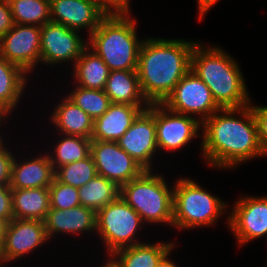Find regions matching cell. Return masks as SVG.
<instances>
[{"label":"cell","instance_id":"12","mask_svg":"<svg viewBox=\"0 0 267 267\" xmlns=\"http://www.w3.org/2000/svg\"><path fill=\"white\" fill-rule=\"evenodd\" d=\"M79 32L52 21L43 25L40 42L41 63L53 66L71 61L75 65L88 46V42L82 40Z\"/></svg>","mask_w":267,"mask_h":267},{"label":"cell","instance_id":"27","mask_svg":"<svg viewBox=\"0 0 267 267\" xmlns=\"http://www.w3.org/2000/svg\"><path fill=\"white\" fill-rule=\"evenodd\" d=\"M54 146L53 154L50 152L49 157L51 160L54 171L66 164L83 160L90 155L91 138L65 135Z\"/></svg>","mask_w":267,"mask_h":267},{"label":"cell","instance_id":"38","mask_svg":"<svg viewBox=\"0 0 267 267\" xmlns=\"http://www.w3.org/2000/svg\"><path fill=\"white\" fill-rule=\"evenodd\" d=\"M4 231L5 224L0 222V267H3Z\"/></svg>","mask_w":267,"mask_h":267},{"label":"cell","instance_id":"18","mask_svg":"<svg viewBox=\"0 0 267 267\" xmlns=\"http://www.w3.org/2000/svg\"><path fill=\"white\" fill-rule=\"evenodd\" d=\"M148 107L111 103L108 110L94 120L91 140L116 142L130 128L138 114Z\"/></svg>","mask_w":267,"mask_h":267},{"label":"cell","instance_id":"31","mask_svg":"<svg viewBox=\"0 0 267 267\" xmlns=\"http://www.w3.org/2000/svg\"><path fill=\"white\" fill-rule=\"evenodd\" d=\"M49 190L50 209L69 210L80 205L78 188L59 182L54 177Z\"/></svg>","mask_w":267,"mask_h":267},{"label":"cell","instance_id":"30","mask_svg":"<svg viewBox=\"0 0 267 267\" xmlns=\"http://www.w3.org/2000/svg\"><path fill=\"white\" fill-rule=\"evenodd\" d=\"M97 176L91 155L83 160L63 165L55 170V178L64 184L80 188Z\"/></svg>","mask_w":267,"mask_h":267},{"label":"cell","instance_id":"10","mask_svg":"<svg viewBox=\"0 0 267 267\" xmlns=\"http://www.w3.org/2000/svg\"><path fill=\"white\" fill-rule=\"evenodd\" d=\"M156 143L158 150L176 151L198 137L202 123L196 117L169 110L162 103H154Z\"/></svg>","mask_w":267,"mask_h":267},{"label":"cell","instance_id":"14","mask_svg":"<svg viewBox=\"0 0 267 267\" xmlns=\"http://www.w3.org/2000/svg\"><path fill=\"white\" fill-rule=\"evenodd\" d=\"M116 142L145 170H154L153 156L158 151L154 103L138 114L130 128Z\"/></svg>","mask_w":267,"mask_h":267},{"label":"cell","instance_id":"35","mask_svg":"<svg viewBox=\"0 0 267 267\" xmlns=\"http://www.w3.org/2000/svg\"><path fill=\"white\" fill-rule=\"evenodd\" d=\"M14 24L8 1L0 0V39L12 29Z\"/></svg>","mask_w":267,"mask_h":267},{"label":"cell","instance_id":"3","mask_svg":"<svg viewBox=\"0 0 267 267\" xmlns=\"http://www.w3.org/2000/svg\"><path fill=\"white\" fill-rule=\"evenodd\" d=\"M210 89L221 108L249 106L247 86L236 60L221 47L197 43L191 53L190 68Z\"/></svg>","mask_w":267,"mask_h":267},{"label":"cell","instance_id":"19","mask_svg":"<svg viewBox=\"0 0 267 267\" xmlns=\"http://www.w3.org/2000/svg\"><path fill=\"white\" fill-rule=\"evenodd\" d=\"M44 154V155H43ZM18 161L14 158L11 173V189L49 188L55 177L49 153Z\"/></svg>","mask_w":267,"mask_h":267},{"label":"cell","instance_id":"8","mask_svg":"<svg viewBox=\"0 0 267 267\" xmlns=\"http://www.w3.org/2000/svg\"><path fill=\"white\" fill-rule=\"evenodd\" d=\"M162 104L179 114H191V117L198 115L196 118L199 117L200 123L221 109L209 87L191 69Z\"/></svg>","mask_w":267,"mask_h":267},{"label":"cell","instance_id":"29","mask_svg":"<svg viewBox=\"0 0 267 267\" xmlns=\"http://www.w3.org/2000/svg\"><path fill=\"white\" fill-rule=\"evenodd\" d=\"M66 96L94 120L102 116L111 104L104 90L86 89L77 85Z\"/></svg>","mask_w":267,"mask_h":267},{"label":"cell","instance_id":"36","mask_svg":"<svg viewBox=\"0 0 267 267\" xmlns=\"http://www.w3.org/2000/svg\"><path fill=\"white\" fill-rule=\"evenodd\" d=\"M110 10H130V0H100Z\"/></svg>","mask_w":267,"mask_h":267},{"label":"cell","instance_id":"7","mask_svg":"<svg viewBox=\"0 0 267 267\" xmlns=\"http://www.w3.org/2000/svg\"><path fill=\"white\" fill-rule=\"evenodd\" d=\"M142 223L140 215L120 197L96 212V233L104 241L109 256L119 249L143 243L136 239Z\"/></svg>","mask_w":267,"mask_h":267},{"label":"cell","instance_id":"20","mask_svg":"<svg viewBox=\"0 0 267 267\" xmlns=\"http://www.w3.org/2000/svg\"><path fill=\"white\" fill-rule=\"evenodd\" d=\"M51 115V124L60 134L92 138L94 119L67 96L56 105Z\"/></svg>","mask_w":267,"mask_h":267},{"label":"cell","instance_id":"16","mask_svg":"<svg viewBox=\"0 0 267 267\" xmlns=\"http://www.w3.org/2000/svg\"><path fill=\"white\" fill-rule=\"evenodd\" d=\"M44 221L12 219L5 224L3 267L48 242Z\"/></svg>","mask_w":267,"mask_h":267},{"label":"cell","instance_id":"1","mask_svg":"<svg viewBox=\"0 0 267 267\" xmlns=\"http://www.w3.org/2000/svg\"><path fill=\"white\" fill-rule=\"evenodd\" d=\"M202 128L200 149L205 162L212 168L231 169L265 156L250 105L221 108L202 123Z\"/></svg>","mask_w":267,"mask_h":267},{"label":"cell","instance_id":"13","mask_svg":"<svg viewBox=\"0 0 267 267\" xmlns=\"http://www.w3.org/2000/svg\"><path fill=\"white\" fill-rule=\"evenodd\" d=\"M40 42V26L14 24L0 39V55L30 74L41 63Z\"/></svg>","mask_w":267,"mask_h":267},{"label":"cell","instance_id":"26","mask_svg":"<svg viewBox=\"0 0 267 267\" xmlns=\"http://www.w3.org/2000/svg\"><path fill=\"white\" fill-rule=\"evenodd\" d=\"M80 205L97 212L120 195V188L103 176L97 175L78 188Z\"/></svg>","mask_w":267,"mask_h":267},{"label":"cell","instance_id":"9","mask_svg":"<svg viewBox=\"0 0 267 267\" xmlns=\"http://www.w3.org/2000/svg\"><path fill=\"white\" fill-rule=\"evenodd\" d=\"M90 155L97 175L105 177L119 188L145 171L117 142L92 140Z\"/></svg>","mask_w":267,"mask_h":267},{"label":"cell","instance_id":"40","mask_svg":"<svg viewBox=\"0 0 267 267\" xmlns=\"http://www.w3.org/2000/svg\"><path fill=\"white\" fill-rule=\"evenodd\" d=\"M8 114H11L1 103H0V126L2 121L8 118Z\"/></svg>","mask_w":267,"mask_h":267},{"label":"cell","instance_id":"25","mask_svg":"<svg viewBox=\"0 0 267 267\" xmlns=\"http://www.w3.org/2000/svg\"><path fill=\"white\" fill-rule=\"evenodd\" d=\"M28 74L0 55V103L11 113L21 101ZM27 77V78H26Z\"/></svg>","mask_w":267,"mask_h":267},{"label":"cell","instance_id":"37","mask_svg":"<svg viewBox=\"0 0 267 267\" xmlns=\"http://www.w3.org/2000/svg\"><path fill=\"white\" fill-rule=\"evenodd\" d=\"M219 0H197L199 20L213 7Z\"/></svg>","mask_w":267,"mask_h":267},{"label":"cell","instance_id":"34","mask_svg":"<svg viewBox=\"0 0 267 267\" xmlns=\"http://www.w3.org/2000/svg\"><path fill=\"white\" fill-rule=\"evenodd\" d=\"M12 219L13 211L11 187L0 185V222L8 224Z\"/></svg>","mask_w":267,"mask_h":267},{"label":"cell","instance_id":"33","mask_svg":"<svg viewBox=\"0 0 267 267\" xmlns=\"http://www.w3.org/2000/svg\"><path fill=\"white\" fill-rule=\"evenodd\" d=\"M252 105L250 104L257 123L259 141L265 156H267V106Z\"/></svg>","mask_w":267,"mask_h":267},{"label":"cell","instance_id":"41","mask_svg":"<svg viewBox=\"0 0 267 267\" xmlns=\"http://www.w3.org/2000/svg\"><path fill=\"white\" fill-rule=\"evenodd\" d=\"M106 263L101 267H121L118 262L112 257L108 256Z\"/></svg>","mask_w":267,"mask_h":267},{"label":"cell","instance_id":"15","mask_svg":"<svg viewBox=\"0 0 267 267\" xmlns=\"http://www.w3.org/2000/svg\"><path fill=\"white\" fill-rule=\"evenodd\" d=\"M100 0H50V18L69 29L88 30L91 35L110 12Z\"/></svg>","mask_w":267,"mask_h":267},{"label":"cell","instance_id":"24","mask_svg":"<svg viewBox=\"0 0 267 267\" xmlns=\"http://www.w3.org/2000/svg\"><path fill=\"white\" fill-rule=\"evenodd\" d=\"M173 248V242H144L119 249L112 257L121 267H156L167 253L174 250Z\"/></svg>","mask_w":267,"mask_h":267},{"label":"cell","instance_id":"17","mask_svg":"<svg viewBox=\"0 0 267 267\" xmlns=\"http://www.w3.org/2000/svg\"><path fill=\"white\" fill-rule=\"evenodd\" d=\"M48 239L54 234L96 232V212L82 205L71 209H50L44 219Z\"/></svg>","mask_w":267,"mask_h":267},{"label":"cell","instance_id":"11","mask_svg":"<svg viewBox=\"0 0 267 267\" xmlns=\"http://www.w3.org/2000/svg\"><path fill=\"white\" fill-rule=\"evenodd\" d=\"M228 212V227L239 246L267 235V195L241 196Z\"/></svg>","mask_w":267,"mask_h":267},{"label":"cell","instance_id":"21","mask_svg":"<svg viewBox=\"0 0 267 267\" xmlns=\"http://www.w3.org/2000/svg\"><path fill=\"white\" fill-rule=\"evenodd\" d=\"M104 91L111 103L150 106L142 93L137 70L110 71Z\"/></svg>","mask_w":267,"mask_h":267},{"label":"cell","instance_id":"4","mask_svg":"<svg viewBox=\"0 0 267 267\" xmlns=\"http://www.w3.org/2000/svg\"><path fill=\"white\" fill-rule=\"evenodd\" d=\"M130 12L111 10L88 36V47L102 58L110 71L137 70L143 39L139 40L136 34V19L131 18Z\"/></svg>","mask_w":267,"mask_h":267},{"label":"cell","instance_id":"2","mask_svg":"<svg viewBox=\"0 0 267 267\" xmlns=\"http://www.w3.org/2000/svg\"><path fill=\"white\" fill-rule=\"evenodd\" d=\"M197 42L184 39H144L139 51L138 78L146 100L163 103L191 68Z\"/></svg>","mask_w":267,"mask_h":267},{"label":"cell","instance_id":"6","mask_svg":"<svg viewBox=\"0 0 267 267\" xmlns=\"http://www.w3.org/2000/svg\"><path fill=\"white\" fill-rule=\"evenodd\" d=\"M227 204L190 178H178L173 188V227L184 230L214 225Z\"/></svg>","mask_w":267,"mask_h":267},{"label":"cell","instance_id":"28","mask_svg":"<svg viewBox=\"0 0 267 267\" xmlns=\"http://www.w3.org/2000/svg\"><path fill=\"white\" fill-rule=\"evenodd\" d=\"M15 24L42 27L51 21L50 0H7Z\"/></svg>","mask_w":267,"mask_h":267},{"label":"cell","instance_id":"42","mask_svg":"<svg viewBox=\"0 0 267 267\" xmlns=\"http://www.w3.org/2000/svg\"><path fill=\"white\" fill-rule=\"evenodd\" d=\"M2 134H0V147L4 144V142H3V139H2V136H1Z\"/></svg>","mask_w":267,"mask_h":267},{"label":"cell","instance_id":"39","mask_svg":"<svg viewBox=\"0 0 267 267\" xmlns=\"http://www.w3.org/2000/svg\"><path fill=\"white\" fill-rule=\"evenodd\" d=\"M171 253H167L158 263L156 267H178L174 262H172L168 257Z\"/></svg>","mask_w":267,"mask_h":267},{"label":"cell","instance_id":"23","mask_svg":"<svg viewBox=\"0 0 267 267\" xmlns=\"http://www.w3.org/2000/svg\"><path fill=\"white\" fill-rule=\"evenodd\" d=\"M71 73L77 86L104 90L110 69L102 58L87 46L73 65Z\"/></svg>","mask_w":267,"mask_h":267},{"label":"cell","instance_id":"22","mask_svg":"<svg viewBox=\"0 0 267 267\" xmlns=\"http://www.w3.org/2000/svg\"><path fill=\"white\" fill-rule=\"evenodd\" d=\"M13 219L44 221L50 210L49 188L11 189Z\"/></svg>","mask_w":267,"mask_h":267},{"label":"cell","instance_id":"32","mask_svg":"<svg viewBox=\"0 0 267 267\" xmlns=\"http://www.w3.org/2000/svg\"><path fill=\"white\" fill-rule=\"evenodd\" d=\"M5 146L6 144H3L0 147V185L9 186L15 155Z\"/></svg>","mask_w":267,"mask_h":267},{"label":"cell","instance_id":"5","mask_svg":"<svg viewBox=\"0 0 267 267\" xmlns=\"http://www.w3.org/2000/svg\"><path fill=\"white\" fill-rule=\"evenodd\" d=\"M145 170L120 187L119 197L132 207L144 223H165L173 227V188L162 175ZM171 188V189H170Z\"/></svg>","mask_w":267,"mask_h":267}]
</instances>
